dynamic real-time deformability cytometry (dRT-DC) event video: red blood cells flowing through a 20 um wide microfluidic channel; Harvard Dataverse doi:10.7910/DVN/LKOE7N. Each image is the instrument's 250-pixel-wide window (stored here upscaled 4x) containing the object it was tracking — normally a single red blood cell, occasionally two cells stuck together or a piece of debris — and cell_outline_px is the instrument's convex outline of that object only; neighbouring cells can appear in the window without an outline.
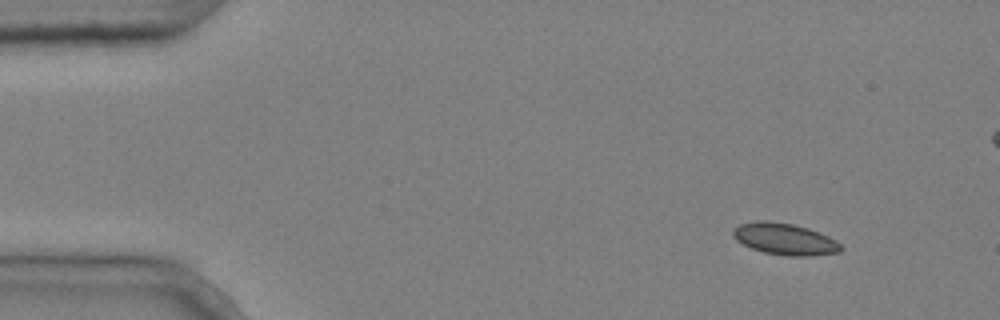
{"species": "common noctule bat (a hibernating species)", "species_latin": "Nyctalus noctula", "temperature_condition": "cold", "stored_images_in_passage": 5, "camera_frame_rate_fps": 3000, "um_per_image_px": 0.085, "animal": {"sex": "male", "body_mass_g": 20.4}, "frame": {"image": 1, "passage_image": 1, "time_ms": 0.0, "image_size_px": [1000, 320], "cell_outline_px": [[844, 248], [840, 252], [812, 256], [788, 256], [764, 252], [752, 248], [736, 240], [732, 236], [732, 228], [740, 224], [756, 220], [764, 220], [792, 224], [808, 228], [828, 236], [836, 240]], "centroid_in_image_um": [66.7, 20.32], "position_along_channel_um": 18.3, "area_um2": 19.94}}